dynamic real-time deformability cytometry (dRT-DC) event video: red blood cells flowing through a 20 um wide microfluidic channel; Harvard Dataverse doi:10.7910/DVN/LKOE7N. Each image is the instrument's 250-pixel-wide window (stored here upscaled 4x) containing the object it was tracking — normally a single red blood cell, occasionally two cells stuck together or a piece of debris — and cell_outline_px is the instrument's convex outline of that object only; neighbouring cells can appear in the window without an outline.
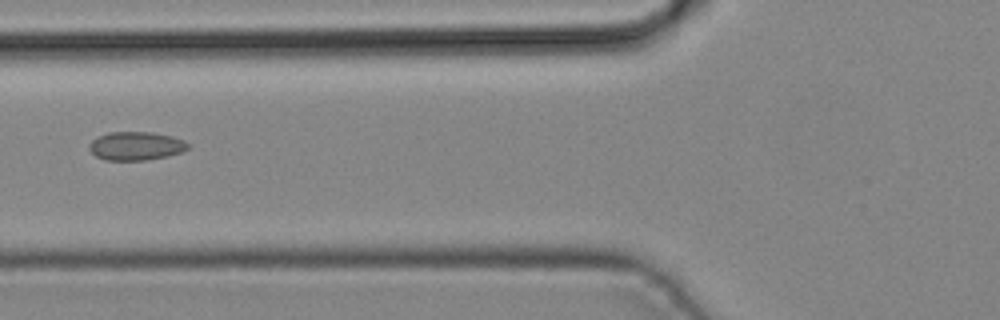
{"species": "common noctule bat (a hibernating species)", "species_latin": "Nyctalus noctula", "temperature_condition": "cold", "stored_images_in_passage": 3, "camera_frame_rate_fps": 3000, "um_per_image_px": 0.085, "animal": {"sex": "male", "body_mass_g": 19.2, "forearm_length_mm": 51.8}, "frame": {"image": 1, "passage_image": 3, "time_ms": 0.667, "image_size_px": [1000, 320], "cell_outline_px": [[188, 148], [180, 152], [168, 156], [144, 160], [104, 160], [96, 156], [88, 148], [88, 144], [96, 136], [108, 132], [152, 132], [172, 136], [184, 140], [188, 144]], "centroid_in_image_um": [11.51, 12.4], "position_along_channel_um": 114.3, "area_um2": 16.47}}